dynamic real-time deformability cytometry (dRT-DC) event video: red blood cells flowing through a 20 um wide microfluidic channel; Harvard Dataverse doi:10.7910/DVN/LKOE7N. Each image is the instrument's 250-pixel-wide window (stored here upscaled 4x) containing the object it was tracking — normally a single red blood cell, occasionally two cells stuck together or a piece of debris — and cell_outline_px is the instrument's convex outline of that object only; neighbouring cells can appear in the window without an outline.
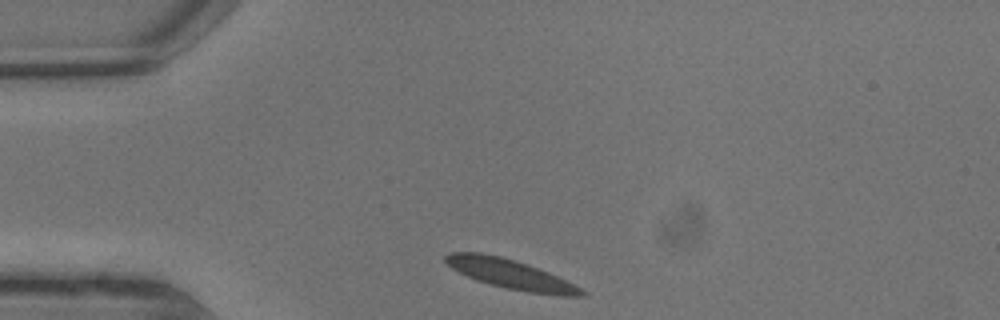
{"species": "common noctule bat (a hibernating species)", "species_latin": "Nyctalus noctula", "temperature_condition": "warm", "stored_images_in_passage": 2, "camera_frame_rate_fps": 3000, "um_per_image_px": 0.085, "animal": {"sex": "male", "body_mass_g": 13.3}, "frame": {"image": 1, "passage_image": 1, "time_ms": 0.0, "image_size_px": [1000, 320], "cell_outline_px": [[588, 296], [560, 296], [528, 292], [508, 288], [476, 280], [452, 268], [444, 260], [444, 256], [448, 252], [480, 252], [500, 256], [516, 260], [528, 264], [548, 272], [588, 292]], "centroid_in_image_um": [43.4, 23.29], "position_along_channel_um": 41.6, "area_um2": 23.12}}